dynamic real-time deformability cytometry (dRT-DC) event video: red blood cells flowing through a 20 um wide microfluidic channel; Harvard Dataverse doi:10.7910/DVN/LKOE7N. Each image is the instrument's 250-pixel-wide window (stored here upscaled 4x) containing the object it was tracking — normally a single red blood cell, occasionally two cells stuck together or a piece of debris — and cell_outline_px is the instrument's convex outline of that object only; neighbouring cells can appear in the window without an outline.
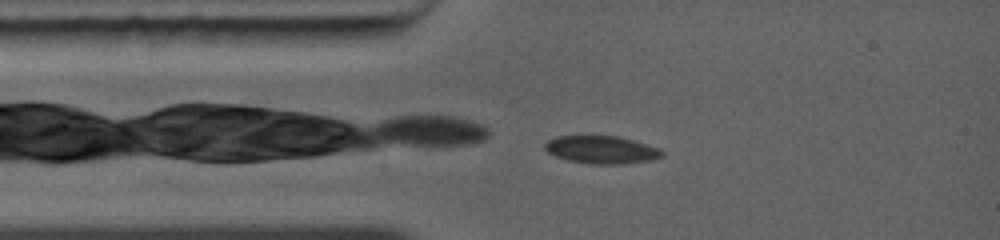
{"species": "common noctule bat (a hibernating species)", "species_latin": "Nyctalus noctula", "temperature_condition": "warm", "stored_images_in_passage": 7, "camera_frame_rate_fps": 5000, "um_per_image_px": 0.085, "animal": {"sex": "female", "body_mass_g": 19.0, "forearm_length_mm": 56.7}, "frame": {"image": 1, "passage_image": 1, "time_ms": 0.0, "image_size_px": [1000, 240], "cell_outline_px": [[664, 156], [652, 160], [620, 164], [596, 164], [568, 160], [556, 156], [548, 152], [544, 148], [544, 144], [548, 140], [556, 136], [620, 136], [660, 148], [664, 152]], "centroid_in_image_um": [51.16, 12.72], "position_along_channel_um": 33.8, "area_um2": 18.96}}
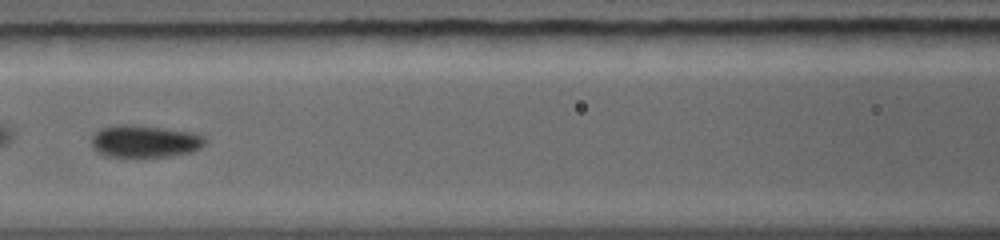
{"frame": {"image": 2, "passage_image": 4, "time_ms": 2.8, "image_size_px": [1000, 240], "cell_outline_px": [[204, 144], [200, 148], [192, 152], [168, 156], [104, 156], [92, 144], [92, 136], [100, 128], [112, 124], [132, 124], [168, 128], [196, 132], [204, 136]], "centroid_in_image_um": [12.33, 11.97], "position_along_channel_um": 154.3, "area_um2": 21.44}}
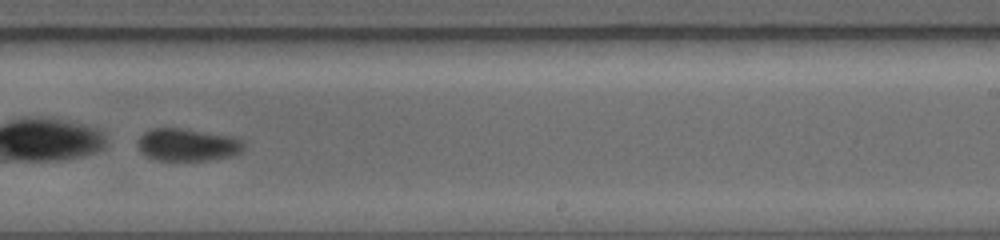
{"frame": {"image": 3, "passage_image": 7, "time_ms": 5.4, "image_size_px": [1000, 240], "cell_outline_px": [[244, 152], [232, 156], [204, 160], [156, 160], [140, 152], [136, 144], [140, 136], [144, 132], [152, 128], [184, 128], [232, 136], [244, 140]], "centroid_in_image_um": [15.96, 12.29], "position_along_channel_um": 273.0, "area_um2": 20.35}}